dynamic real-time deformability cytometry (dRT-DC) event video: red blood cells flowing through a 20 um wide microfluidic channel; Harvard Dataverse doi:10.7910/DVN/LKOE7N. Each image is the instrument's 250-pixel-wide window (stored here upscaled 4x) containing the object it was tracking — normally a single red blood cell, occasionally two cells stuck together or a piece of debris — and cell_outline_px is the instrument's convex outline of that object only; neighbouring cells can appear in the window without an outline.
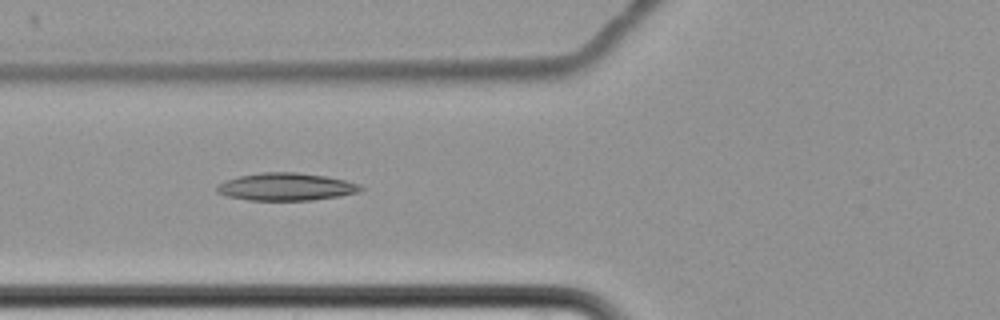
{"species": "common noctule bat (a hibernating species)", "species_latin": "Nyctalus noctula", "temperature_condition": "cold", "stored_images_in_passage": 3, "camera_frame_rate_fps": 3000, "um_per_image_px": 0.085, "animal": {"sex": "female", "body_mass_g": 22.7, "forearm_length_mm": 54.2}, "frame": {"image": 1, "passage_image": 2, "time_ms": 1.333, "image_size_px": [1000, 320], "cell_outline_px": [[364, 188], [360, 192], [340, 196], [312, 200], [248, 200], [228, 196], [216, 192], [216, 184], [224, 180], [240, 176], [260, 172], [296, 172], [324, 176], [344, 180], [360, 184]], "centroid_in_image_um": [24.3, 15.87], "position_along_channel_um": 101.5, "area_um2": 23.18}}
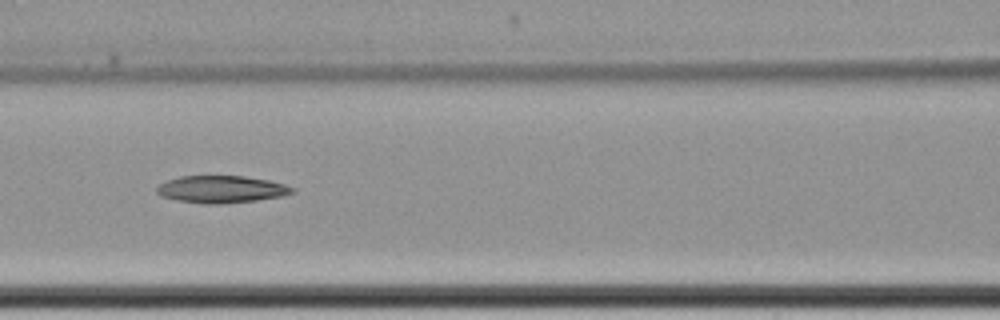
{"frame": {"image": 2, "passage_image": 3, "time_ms": 2.667, "image_size_px": [1000, 320], "cell_outline_px": [[296, 192], [280, 196], [256, 200], [220, 204], [204, 204], [176, 200], [160, 196], [156, 192], [156, 188], [160, 184], [168, 180], [180, 176], [244, 176], [268, 180], [284, 184], [296, 188]], "centroid_in_image_um": [18.81, 16.09], "position_along_channel_um": 147.8, "area_um2": 21.5}}